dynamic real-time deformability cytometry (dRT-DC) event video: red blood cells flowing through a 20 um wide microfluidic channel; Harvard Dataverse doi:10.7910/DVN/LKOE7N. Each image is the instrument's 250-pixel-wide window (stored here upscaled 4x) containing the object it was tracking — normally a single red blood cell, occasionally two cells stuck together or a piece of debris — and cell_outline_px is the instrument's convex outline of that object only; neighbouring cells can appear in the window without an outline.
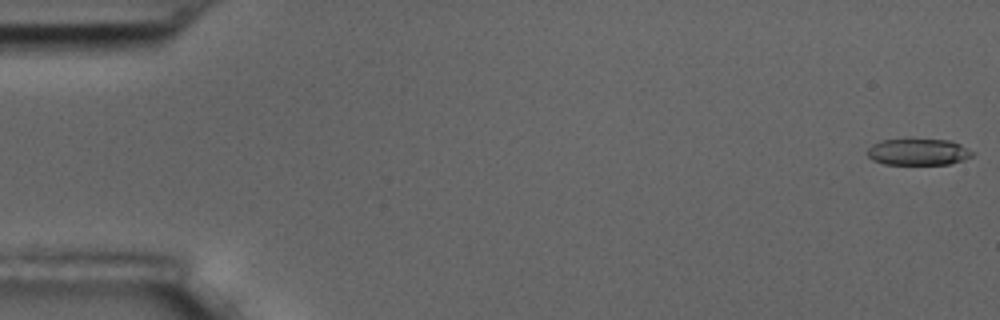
{"species": "common noctule bat (a hibernating species)", "species_latin": "Nyctalus noctula", "temperature_condition": "room temperature", "stored_images_in_passage": 56, "camera_frame_rate_fps": 3000, "um_per_image_px": 0.085, "animal": {"sex": "male", "body_mass_g": 17.5, "forearm_length_mm": 52.3}, "frame": {"image": 1, "passage_image": 1, "time_ms": 0.0, "image_size_px": [1000, 320], "cell_outline_px": [[976, 152], [972, 156], [964, 160], [948, 164], [884, 164], [872, 160], [868, 156], [868, 148], [872, 144], [880, 140], [908, 136], [948, 140], [960, 144]], "centroid_in_image_um": [78.03, 12.86], "position_along_channel_um": 7.0, "area_um2": 17.11}}
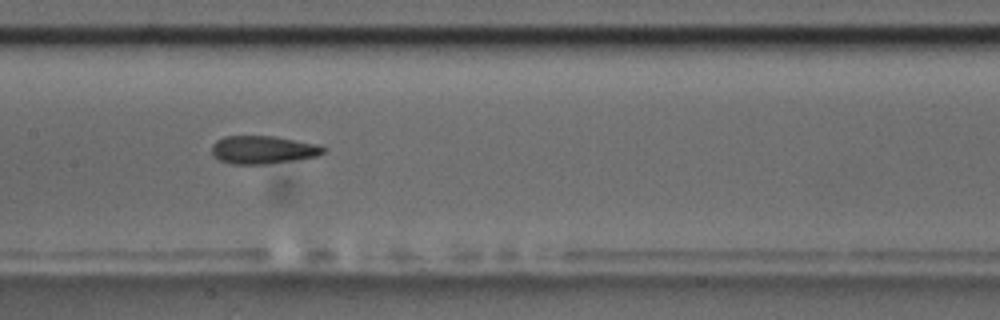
{"frame": {"image": 2, "passage_image": 28, "time_ms": 9.0, "image_size_px": [1000, 320], "cell_outline_px": [[324, 152], [316, 156], [296, 160], [264, 164], [232, 164], [220, 160], [212, 156], [212, 144], [216, 140], [224, 136], [276, 136], [320, 144], [324, 148]], "centroid_in_image_um": [22.34, 12.72], "position_along_channel_um": 185.1, "area_um2": 18.38}}
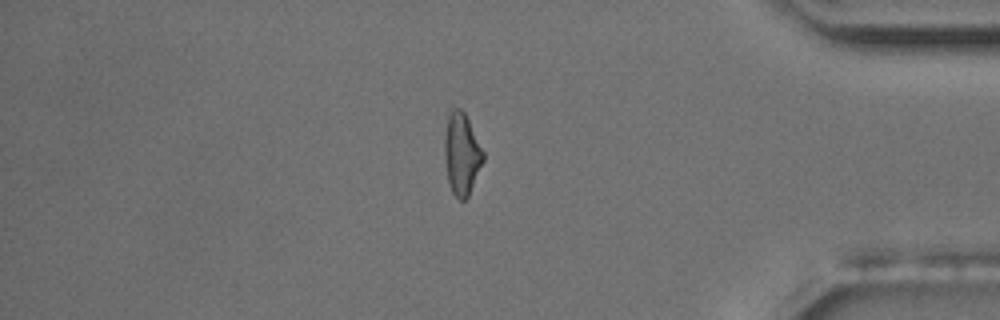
{"frame": {"image": 3, "passage_image": 48, "time_ms": 15.667, "image_size_px": [1000, 320], "cell_outline_px": [[484, 160], [468, 196], [464, 200], [460, 200], [452, 192], [448, 180], [444, 156], [444, 136], [448, 116], [452, 108], [460, 108], [464, 112], [484, 152]], "centroid_in_image_um": [39.23, 13.07], "position_along_channel_um": 396.0, "area_um2": 18.26}, "authors_computed_cell_mechanics": {"area_um2": 18.4382, "velocity_mm_per_s": 3.613, "shape_relaxation_time_tau1_ms": 9.351, "shape_relaxation_time_tau2_ms": 1.921, "deformation_change_tau1": 0.2193, "deformation_change_tau2": 0.0924}}